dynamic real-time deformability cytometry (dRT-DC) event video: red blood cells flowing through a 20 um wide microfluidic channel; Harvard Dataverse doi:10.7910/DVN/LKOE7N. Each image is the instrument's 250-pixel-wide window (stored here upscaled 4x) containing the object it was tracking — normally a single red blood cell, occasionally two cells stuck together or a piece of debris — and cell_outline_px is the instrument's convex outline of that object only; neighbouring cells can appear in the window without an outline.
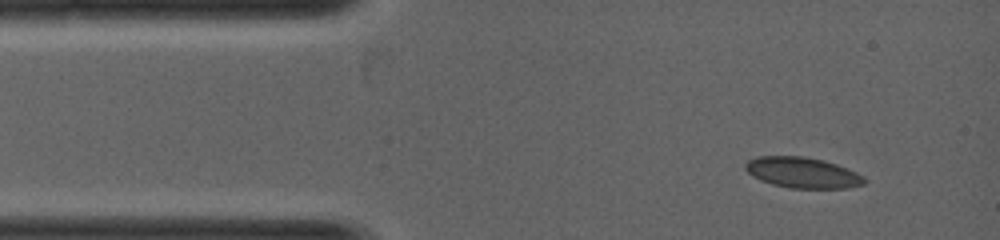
{"species": "common noctule bat (a hibernating species)", "species_latin": "Nyctalus noctula", "temperature_condition": "warm", "stored_images_in_passage": 6, "camera_frame_rate_fps": 5000, "um_per_image_px": 0.085, "animal": {"sex": "female", "body_mass_g": 19.0, "forearm_length_mm": 53.3}, "frame": {"image": 1, "passage_image": 2, "time_ms": 0.2, "image_size_px": [1000, 240], "cell_outline_px": [[868, 180], [864, 184], [848, 188], [788, 188], [772, 184], [760, 180], [752, 176], [744, 168], [744, 164], [748, 160], [756, 156], [804, 156], [824, 160], [836, 164], [856, 172], [864, 176]], "centroid_in_image_um": [68.21, 14.67], "position_along_channel_um": 16.8, "area_um2": 21.5}}
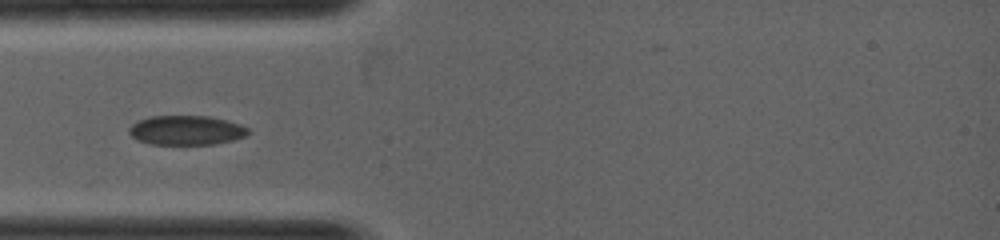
{"frame": {"image": 2, "passage_image": 6, "time_ms": 1.0, "image_size_px": [1000, 240], "cell_outline_px": [[252, 132], [244, 136], [232, 140], [212, 144], [152, 144], [136, 140], [128, 132], [128, 128], [136, 120], [152, 116], [208, 116], [228, 120], [240, 124], [248, 128]], "centroid_in_image_um": [15.82, 11.06], "position_along_channel_um": 69.2, "area_um2": 20.52}}